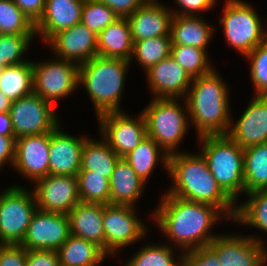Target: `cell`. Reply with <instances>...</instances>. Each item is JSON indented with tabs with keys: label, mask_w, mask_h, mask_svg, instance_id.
<instances>
[{
	"label": "cell",
	"mask_w": 267,
	"mask_h": 266,
	"mask_svg": "<svg viewBox=\"0 0 267 266\" xmlns=\"http://www.w3.org/2000/svg\"><path fill=\"white\" fill-rule=\"evenodd\" d=\"M158 204L152 217L161 231L174 243L172 246L180 247L182 253L208 246L218 236L210 232L214 224L220 218L229 221V218L213 205L188 201L167 193Z\"/></svg>",
	"instance_id": "cell-1"
},
{
	"label": "cell",
	"mask_w": 267,
	"mask_h": 266,
	"mask_svg": "<svg viewBox=\"0 0 267 266\" xmlns=\"http://www.w3.org/2000/svg\"><path fill=\"white\" fill-rule=\"evenodd\" d=\"M168 174L173 181L166 192L168 195L213 205L234 221L237 202L220 187L200 152L190 154L183 151L170 155Z\"/></svg>",
	"instance_id": "cell-2"
},
{
	"label": "cell",
	"mask_w": 267,
	"mask_h": 266,
	"mask_svg": "<svg viewBox=\"0 0 267 266\" xmlns=\"http://www.w3.org/2000/svg\"><path fill=\"white\" fill-rule=\"evenodd\" d=\"M215 70L193 78L183 98L188 107L190 124L199 137L227 135L231 124L229 87Z\"/></svg>",
	"instance_id": "cell-3"
},
{
	"label": "cell",
	"mask_w": 267,
	"mask_h": 266,
	"mask_svg": "<svg viewBox=\"0 0 267 266\" xmlns=\"http://www.w3.org/2000/svg\"><path fill=\"white\" fill-rule=\"evenodd\" d=\"M130 61L96 56L79 65V86L86 89L94 105L96 118L121 111V98Z\"/></svg>",
	"instance_id": "cell-4"
},
{
	"label": "cell",
	"mask_w": 267,
	"mask_h": 266,
	"mask_svg": "<svg viewBox=\"0 0 267 266\" xmlns=\"http://www.w3.org/2000/svg\"><path fill=\"white\" fill-rule=\"evenodd\" d=\"M201 154L220 187L236 202L244 193V149L228 135L198 137Z\"/></svg>",
	"instance_id": "cell-5"
},
{
	"label": "cell",
	"mask_w": 267,
	"mask_h": 266,
	"mask_svg": "<svg viewBox=\"0 0 267 266\" xmlns=\"http://www.w3.org/2000/svg\"><path fill=\"white\" fill-rule=\"evenodd\" d=\"M185 108L177 98H153L143 109L147 136L152 138L168 156L176 154L189 128L190 120L186 101ZM184 109V110H183Z\"/></svg>",
	"instance_id": "cell-6"
},
{
	"label": "cell",
	"mask_w": 267,
	"mask_h": 266,
	"mask_svg": "<svg viewBox=\"0 0 267 266\" xmlns=\"http://www.w3.org/2000/svg\"><path fill=\"white\" fill-rule=\"evenodd\" d=\"M253 8L243 0H227L223 16L218 19L227 44L243 57L267 39V30H263L262 21Z\"/></svg>",
	"instance_id": "cell-7"
},
{
	"label": "cell",
	"mask_w": 267,
	"mask_h": 266,
	"mask_svg": "<svg viewBox=\"0 0 267 266\" xmlns=\"http://www.w3.org/2000/svg\"><path fill=\"white\" fill-rule=\"evenodd\" d=\"M37 210L33 190L12 185L0 194V244H21Z\"/></svg>",
	"instance_id": "cell-8"
},
{
	"label": "cell",
	"mask_w": 267,
	"mask_h": 266,
	"mask_svg": "<svg viewBox=\"0 0 267 266\" xmlns=\"http://www.w3.org/2000/svg\"><path fill=\"white\" fill-rule=\"evenodd\" d=\"M54 59L32 62L33 92L53 106L56 100L71 95L79 87V65L56 57Z\"/></svg>",
	"instance_id": "cell-9"
},
{
	"label": "cell",
	"mask_w": 267,
	"mask_h": 266,
	"mask_svg": "<svg viewBox=\"0 0 267 266\" xmlns=\"http://www.w3.org/2000/svg\"><path fill=\"white\" fill-rule=\"evenodd\" d=\"M135 209L128 205L103 204L104 253L107 256L114 257L121 248L147 235L148 227L135 214Z\"/></svg>",
	"instance_id": "cell-10"
},
{
	"label": "cell",
	"mask_w": 267,
	"mask_h": 266,
	"mask_svg": "<svg viewBox=\"0 0 267 266\" xmlns=\"http://www.w3.org/2000/svg\"><path fill=\"white\" fill-rule=\"evenodd\" d=\"M15 139L52 132L60 123L53 105L32 92L12 102L10 111Z\"/></svg>",
	"instance_id": "cell-11"
},
{
	"label": "cell",
	"mask_w": 267,
	"mask_h": 266,
	"mask_svg": "<svg viewBox=\"0 0 267 266\" xmlns=\"http://www.w3.org/2000/svg\"><path fill=\"white\" fill-rule=\"evenodd\" d=\"M96 119L99 122L100 136L120 158L135 149L147 137L142 112L134 119L122 111L105 113Z\"/></svg>",
	"instance_id": "cell-12"
},
{
	"label": "cell",
	"mask_w": 267,
	"mask_h": 266,
	"mask_svg": "<svg viewBox=\"0 0 267 266\" xmlns=\"http://www.w3.org/2000/svg\"><path fill=\"white\" fill-rule=\"evenodd\" d=\"M253 235L221 234L209 246L217 253L221 266H266L267 248Z\"/></svg>",
	"instance_id": "cell-13"
},
{
	"label": "cell",
	"mask_w": 267,
	"mask_h": 266,
	"mask_svg": "<svg viewBox=\"0 0 267 266\" xmlns=\"http://www.w3.org/2000/svg\"><path fill=\"white\" fill-rule=\"evenodd\" d=\"M34 184L33 193L38 210L68 214L81 202L76 176L47 175Z\"/></svg>",
	"instance_id": "cell-14"
},
{
	"label": "cell",
	"mask_w": 267,
	"mask_h": 266,
	"mask_svg": "<svg viewBox=\"0 0 267 266\" xmlns=\"http://www.w3.org/2000/svg\"><path fill=\"white\" fill-rule=\"evenodd\" d=\"M67 214L36 210L21 242L26 250L57 251L69 238Z\"/></svg>",
	"instance_id": "cell-15"
},
{
	"label": "cell",
	"mask_w": 267,
	"mask_h": 266,
	"mask_svg": "<svg viewBox=\"0 0 267 266\" xmlns=\"http://www.w3.org/2000/svg\"><path fill=\"white\" fill-rule=\"evenodd\" d=\"M50 132L15 139L13 168L35 182L49 175Z\"/></svg>",
	"instance_id": "cell-16"
},
{
	"label": "cell",
	"mask_w": 267,
	"mask_h": 266,
	"mask_svg": "<svg viewBox=\"0 0 267 266\" xmlns=\"http://www.w3.org/2000/svg\"><path fill=\"white\" fill-rule=\"evenodd\" d=\"M97 38L81 22L55 34L46 44L51 46L56 58L81 65L97 56Z\"/></svg>",
	"instance_id": "cell-17"
},
{
	"label": "cell",
	"mask_w": 267,
	"mask_h": 266,
	"mask_svg": "<svg viewBox=\"0 0 267 266\" xmlns=\"http://www.w3.org/2000/svg\"><path fill=\"white\" fill-rule=\"evenodd\" d=\"M233 120L227 135L240 147L267 143V96H253L236 124Z\"/></svg>",
	"instance_id": "cell-18"
},
{
	"label": "cell",
	"mask_w": 267,
	"mask_h": 266,
	"mask_svg": "<svg viewBox=\"0 0 267 266\" xmlns=\"http://www.w3.org/2000/svg\"><path fill=\"white\" fill-rule=\"evenodd\" d=\"M146 75L154 98H185L193 80L171 55L150 67Z\"/></svg>",
	"instance_id": "cell-19"
},
{
	"label": "cell",
	"mask_w": 267,
	"mask_h": 266,
	"mask_svg": "<svg viewBox=\"0 0 267 266\" xmlns=\"http://www.w3.org/2000/svg\"><path fill=\"white\" fill-rule=\"evenodd\" d=\"M60 124L50 132L49 175L77 176L81 168L85 136L75 137L61 130Z\"/></svg>",
	"instance_id": "cell-20"
},
{
	"label": "cell",
	"mask_w": 267,
	"mask_h": 266,
	"mask_svg": "<svg viewBox=\"0 0 267 266\" xmlns=\"http://www.w3.org/2000/svg\"><path fill=\"white\" fill-rule=\"evenodd\" d=\"M84 0H45L35 34L47 43L55 34L81 22Z\"/></svg>",
	"instance_id": "cell-21"
},
{
	"label": "cell",
	"mask_w": 267,
	"mask_h": 266,
	"mask_svg": "<svg viewBox=\"0 0 267 266\" xmlns=\"http://www.w3.org/2000/svg\"><path fill=\"white\" fill-rule=\"evenodd\" d=\"M157 0H147L127 17L134 42L161 36H170L173 14L170 7Z\"/></svg>",
	"instance_id": "cell-22"
},
{
	"label": "cell",
	"mask_w": 267,
	"mask_h": 266,
	"mask_svg": "<svg viewBox=\"0 0 267 266\" xmlns=\"http://www.w3.org/2000/svg\"><path fill=\"white\" fill-rule=\"evenodd\" d=\"M67 216L70 235L91 241L104 252L103 204L79 202Z\"/></svg>",
	"instance_id": "cell-23"
},
{
	"label": "cell",
	"mask_w": 267,
	"mask_h": 266,
	"mask_svg": "<svg viewBox=\"0 0 267 266\" xmlns=\"http://www.w3.org/2000/svg\"><path fill=\"white\" fill-rule=\"evenodd\" d=\"M110 181V204L128 205L136 207L135 202L141 197L144 186L143 181L123 159L119 158Z\"/></svg>",
	"instance_id": "cell-24"
},
{
	"label": "cell",
	"mask_w": 267,
	"mask_h": 266,
	"mask_svg": "<svg viewBox=\"0 0 267 266\" xmlns=\"http://www.w3.org/2000/svg\"><path fill=\"white\" fill-rule=\"evenodd\" d=\"M216 26H210L198 16L173 15L170 26L171 45H186L206 49Z\"/></svg>",
	"instance_id": "cell-25"
},
{
	"label": "cell",
	"mask_w": 267,
	"mask_h": 266,
	"mask_svg": "<svg viewBox=\"0 0 267 266\" xmlns=\"http://www.w3.org/2000/svg\"><path fill=\"white\" fill-rule=\"evenodd\" d=\"M134 41L127 18H119L102 30L97 38V55L130 61Z\"/></svg>",
	"instance_id": "cell-26"
},
{
	"label": "cell",
	"mask_w": 267,
	"mask_h": 266,
	"mask_svg": "<svg viewBox=\"0 0 267 266\" xmlns=\"http://www.w3.org/2000/svg\"><path fill=\"white\" fill-rule=\"evenodd\" d=\"M119 158L102 136L100 140H93L86 136L80 171H91V174L110 179Z\"/></svg>",
	"instance_id": "cell-27"
},
{
	"label": "cell",
	"mask_w": 267,
	"mask_h": 266,
	"mask_svg": "<svg viewBox=\"0 0 267 266\" xmlns=\"http://www.w3.org/2000/svg\"><path fill=\"white\" fill-rule=\"evenodd\" d=\"M57 253L60 266H98L108 257L95 243L72 235Z\"/></svg>",
	"instance_id": "cell-28"
},
{
	"label": "cell",
	"mask_w": 267,
	"mask_h": 266,
	"mask_svg": "<svg viewBox=\"0 0 267 266\" xmlns=\"http://www.w3.org/2000/svg\"><path fill=\"white\" fill-rule=\"evenodd\" d=\"M168 158V154L148 136L135 149L123 157L134 172L145 182L149 180V176L158 166V161H161L163 163L162 166L165 167L164 169L168 171Z\"/></svg>",
	"instance_id": "cell-29"
},
{
	"label": "cell",
	"mask_w": 267,
	"mask_h": 266,
	"mask_svg": "<svg viewBox=\"0 0 267 266\" xmlns=\"http://www.w3.org/2000/svg\"><path fill=\"white\" fill-rule=\"evenodd\" d=\"M0 91L12 102L31 94L33 92L32 61L1 68Z\"/></svg>",
	"instance_id": "cell-30"
},
{
	"label": "cell",
	"mask_w": 267,
	"mask_h": 266,
	"mask_svg": "<svg viewBox=\"0 0 267 266\" xmlns=\"http://www.w3.org/2000/svg\"><path fill=\"white\" fill-rule=\"evenodd\" d=\"M267 190V143L244 149V194Z\"/></svg>",
	"instance_id": "cell-31"
},
{
	"label": "cell",
	"mask_w": 267,
	"mask_h": 266,
	"mask_svg": "<svg viewBox=\"0 0 267 266\" xmlns=\"http://www.w3.org/2000/svg\"><path fill=\"white\" fill-rule=\"evenodd\" d=\"M247 197L245 203L237 205L233 222L267 232V190L249 192Z\"/></svg>",
	"instance_id": "cell-32"
},
{
	"label": "cell",
	"mask_w": 267,
	"mask_h": 266,
	"mask_svg": "<svg viewBox=\"0 0 267 266\" xmlns=\"http://www.w3.org/2000/svg\"><path fill=\"white\" fill-rule=\"evenodd\" d=\"M170 53V36L143 39L134 42L130 62L134 60V57L139 65H142L143 69L145 70L144 72H146L150 67L169 57Z\"/></svg>",
	"instance_id": "cell-33"
},
{
	"label": "cell",
	"mask_w": 267,
	"mask_h": 266,
	"mask_svg": "<svg viewBox=\"0 0 267 266\" xmlns=\"http://www.w3.org/2000/svg\"><path fill=\"white\" fill-rule=\"evenodd\" d=\"M173 248L171 244L151 243L149 245L146 243L128 260L125 266H183L182 252L177 257ZM174 256L178 259L176 260Z\"/></svg>",
	"instance_id": "cell-34"
},
{
	"label": "cell",
	"mask_w": 267,
	"mask_h": 266,
	"mask_svg": "<svg viewBox=\"0 0 267 266\" xmlns=\"http://www.w3.org/2000/svg\"><path fill=\"white\" fill-rule=\"evenodd\" d=\"M170 55L193 79L210 73L211 67L206 49L186 45H171Z\"/></svg>",
	"instance_id": "cell-35"
},
{
	"label": "cell",
	"mask_w": 267,
	"mask_h": 266,
	"mask_svg": "<svg viewBox=\"0 0 267 266\" xmlns=\"http://www.w3.org/2000/svg\"><path fill=\"white\" fill-rule=\"evenodd\" d=\"M78 192L81 202L110 204V181L91 171L77 173Z\"/></svg>",
	"instance_id": "cell-36"
},
{
	"label": "cell",
	"mask_w": 267,
	"mask_h": 266,
	"mask_svg": "<svg viewBox=\"0 0 267 266\" xmlns=\"http://www.w3.org/2000/svg\"><path fill=\"white\" fill-rule=\"evenodd\" d=\"M0 34L36 35L35 25L12 0H0Z\"/></svg>",
	"instance_id": "cell-37"
},
{
	"label": "cell",
	"mask_w": 267,
	"mask_h": 266,
	"mask_svg": "<svg viewBox=\"0 0 267 266\" xmlns=\"http://www.w3.org/2000/svg\"><path fill=\"white\" fill-rule=\"evenodd\" d=\"M119 16L105 3L97 0H84L81 23L96 35L114 23Z\"/></svg>",
	"instance_id": "cell-38"
},
{
	"label": "cell",
	"mask_w": 267,
	"mask_h": 266,
	"mask_svg": "<svg viewBox=\"0 0 267 266\" xmlns=\"http://www.w3.org/2000/svg\"><path fill=\"white\" fill-rule=\"evenodd\" d=\"M36 35L0 34V68L18 65L28 60L23 55Z\"/></svg>",
	"instance_id": "cell-39"
},
{
	"label": "cell",
	"mask_w": 267,
	"mask_h": 266,
	"mask_svg": "<svg viewBox=\"0 0 267 266\" xmlns=\"http://www.w3.org/2000/svg\"><path fill=\"white\" fill-rule=\"evenodd\" d=\"M245 57L251 62L250 76L254 85V96H267V39Z\"/></svg>",
	"instance_id": "cell-40"
},
{
	"label": "cell",
	"mask_w": 267,
	"mask_h": 266,
	"mask_svg": "<svg viewBox=\"0 0 267 266\" xmlns=\"http://www.w3.org/2000/svg\"><path fill=\"white\" fill-rule=\"evenodd\" d=\"M183 266H221L217 253L208 245L182 253Z\"/></svg>",
	"instance_id": "cell-41"
},
{
	"label": "cell",
	"mask_w": 267,
	"mask_h": 266,
	"mask_svg": "<svg viewBox=\"0 0 267 266\" xmlns=\"http://www.w3.org/2000/svg\"><path fill=\"white\" fill-rule=\"evenodd\" d=\"M27 250L20 244H0V266H26Z\"/></svg>",
	"instance_id": "cell-42"
},
{
	"label": "cell",
	"mask_w": 267,
	"mask_h": 266,
	"mask_svg": "<svg viewBox=\"0 0 267 266\" xmlns=\"http://www.w3.org/2000/svg\"><path fill=\"white\" fill-rule=\"evenodd\" d=\"M176 4H178V7H181L178 10L173 11L171 9V12L173 15H190V16H200L202 12H205L206 10L213 8L214 4L217 0H174Z\"/></svg>",
	"instance_id": "cell-43"
},
{
	"label": "cell",
	"mask_w": 267,
	"mask_h": 266,
	"mask_svg": "<svg viewBox=\"0 0 267 266\" xmlns=\"http://www.w3.org/2000/svg\"><path fill=\"white\" fill-rule=\"evenodd\" d=\"M26 266H60L57 251L27 250Z\"/></svg>",
	"instance_id": "cell-44"
},
{
	"label": "cell",
	"mask_w": 267,
	"mask_h": 266,
	"mask_svg": "<svg viewBox=\"0 0 267 266\" xmlns=\"http://www.w3.org/2000/svg\"><path fill=\"white\" fill-rule=\"evenodd\" d=\"M110 7L119 18H127L147 0H97Z\"/></svg>",
	"instance_id": "cell-45"
},
{
	"label": "cell",
	"mask_w": 267,
	"mask_h": 266,
	"mask_svg": "<svg viewBox=\"0 0 267 266\" xmlns=\"http://www.w3.org/2000/svg\"><path fill=\"white\" fill-rule=\"evenodd\" d=\"M27 18L35 24L42 16L45 0H12Z\"/></svg>",
	"instance_id": "cell-46"
},
{
	"label": "cell",
	"mask_w": 267,
	"mask_h": 266,
	"mask_svg": "<svg viewBox=\"0 0 267 266\" xmlns=\"http://www.w3.org/2000/svg\"><path fill=\"white\" fill-rule=\"evenodd\" d=\"M15 160V136H0V168L10 162L13 167Z\"/></svg>",
	"instance_id": "cell-47"
},
{
	"label": "cell",
	"mask_w": 267,
	"mask_h": 266,
	"mask_svg": "<svg viewBox=\"0 0 267 266\" xmlns=\"http://www.w3.org/2000/svg\"><path fill=\"white\" fill-rule=\"evenodd\" d=\"M14 136L11 115L9 112L0 113V136Z\"/></svg>",
	"instance_id": "cell-48"
},
{
	"label": "cell",
	"mask_w": 267,
	"mask_h": 266,
	"mask_svg": "<svg viewBox=\"0 0 267 266\" xmlns=\"http://www.w3.org/2000/svg\"><path fill=\"white\" fill-rule=\"evenodd\" d=\"M12 101L5 97L0 91V113L9 112Z\"/></svg>",
	"instance_id": "cell-49"
}]
</instances>
